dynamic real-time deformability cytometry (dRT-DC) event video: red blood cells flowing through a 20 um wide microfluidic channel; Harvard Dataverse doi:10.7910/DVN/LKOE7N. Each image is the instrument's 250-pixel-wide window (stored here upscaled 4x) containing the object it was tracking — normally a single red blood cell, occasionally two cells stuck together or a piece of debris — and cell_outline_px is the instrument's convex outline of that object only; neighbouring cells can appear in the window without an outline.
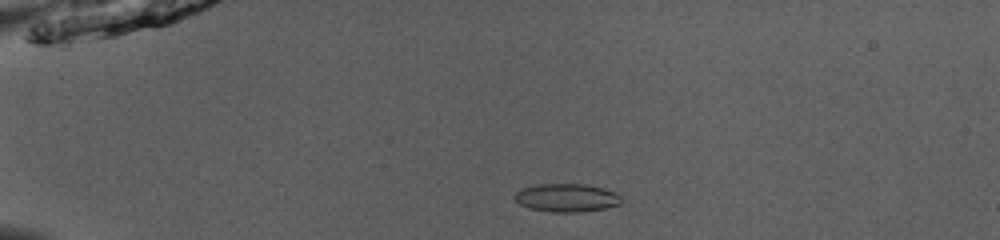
{"species": "common noctule bat (a hibernating species)", "species_latin": "Nyctalus noctula", "temperature_condition": "room temperature", "stored_images_in_passage": 52, "camera_frame_rate_fps": 3000, "um_per_image_px": 0.085, "animal": {"sex": "male", "body_mass_g": 13.0, "forearm_length_mm": 53.1}, "frame": {"image": 1, "passage_image": 13, "time_ms": 4.0, "image_size_px": [1000, 240], "cell_outline_px": [[620, 204], [604, 208], [580, 212], [552, 212], [528, 208], [520, 204], [512, 196], [516, 192], [524, 188], [536, 184], [584, 184], [616, 192], [620, 196]], "centroid_in_image_um": [48.13, 16.81], "position_along_channel_um": 36.9, "area_um2": 17.4}}
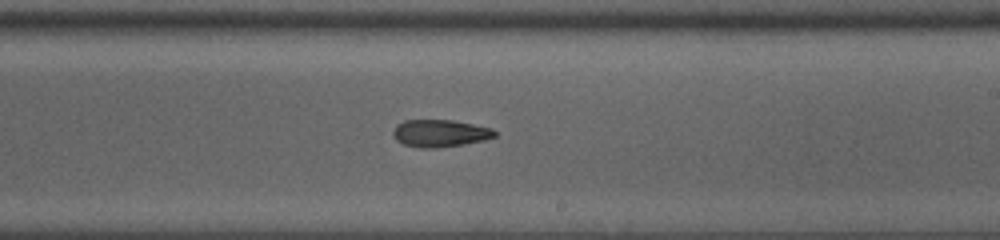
{"frame": {"image": 2, "passage_image": 33, "time_ms": 10.667, "image_size_px": [1000, 240], "cell_outline_px": [[496, 136], [484, 140], [464, 144], [436, 148], [420, 148], [404, 144], [396, 140], [392, 132], [396, 124], [404, 120], [452, 120], [492, 128], [496, 132]], "centroid_in_image_um": [37.38, 11.33], "position_along_channel_um": 251.6, "area_um2": 16.18}}
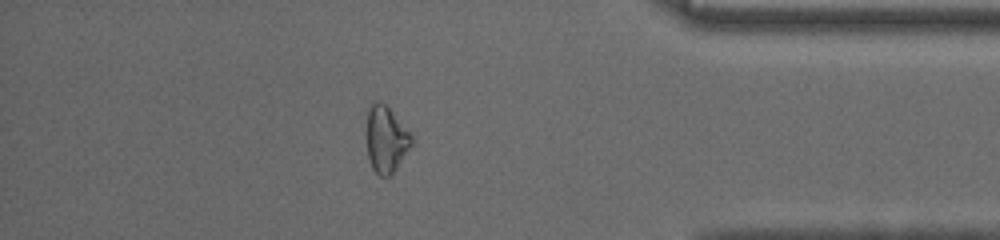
{"frame": {"image": 3, "passage_image": 46, "time_ms": 15.0, "image_size_px": [1000, 240], "cell_outline_px": [[412, 144], [396, 168], [388, 176], [380, 176], [372, 168], [368, 160], [368, 108], [376, 100], [380, 100], [388, 104], [412, 136]], "centroid_in_image_um": [32.82, 11.79], "position_along_channel_um": 402.4, "area_um2": 17.22}, "authors_computed_cell_mechanics": {"area_um2": 17.3689, "velocity_mm_per_s": 3.9879, "shape_relaxation_time_tau1_ms": 7.089, "shape_relaxation_time_tau2_ms": 5.8839, "deformation_change_tau1": 0.1605, "deformation_change_tau2": 0.1461}}